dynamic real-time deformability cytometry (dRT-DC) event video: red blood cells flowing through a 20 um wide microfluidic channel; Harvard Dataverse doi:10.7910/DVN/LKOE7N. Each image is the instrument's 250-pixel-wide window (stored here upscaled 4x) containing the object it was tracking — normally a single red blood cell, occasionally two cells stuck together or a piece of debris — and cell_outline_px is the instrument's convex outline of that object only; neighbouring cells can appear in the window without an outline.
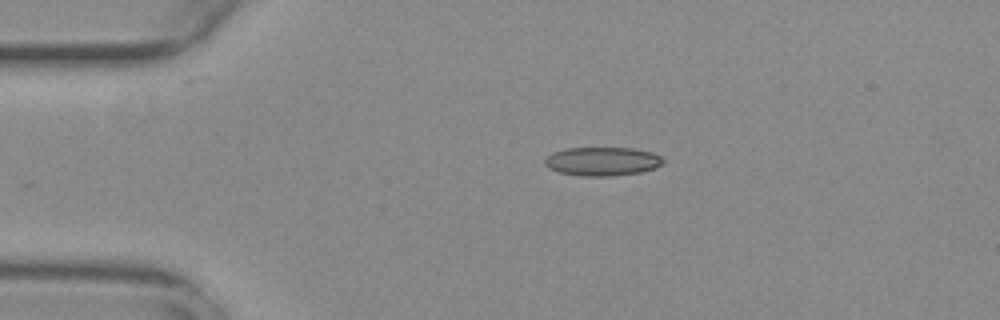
{"species": "common noctule bat (a hibernating species)", "species_latin": "Nyctalus noctula", "temperature_condition": "warm", "stored_images_in_passage": 44, "camera_frame_rate_fps": 3000, "um_per_image_px": 0.085, "animal": {"sex": "female", "body_mass_g": 29.2, "forearm_length_mm": 56.3}, "frame": {"image": 1, "passage_image": 1, "time_ms": 0.0, "image_size_px": [1000, 320], "cell_outline_px": [[664, 164], [640, 172], [608, 176], [580, 176], [560, 172], [548, 168], [544, 164], [544, 160], [552, 152], [564, 148], [632, 148], [652, 152], [660, 156], [664, 160]], "centroid_in_image_um": [51.17, 13.71], "position_along_channel_um": 33.8, "area_um2": 19.77}}
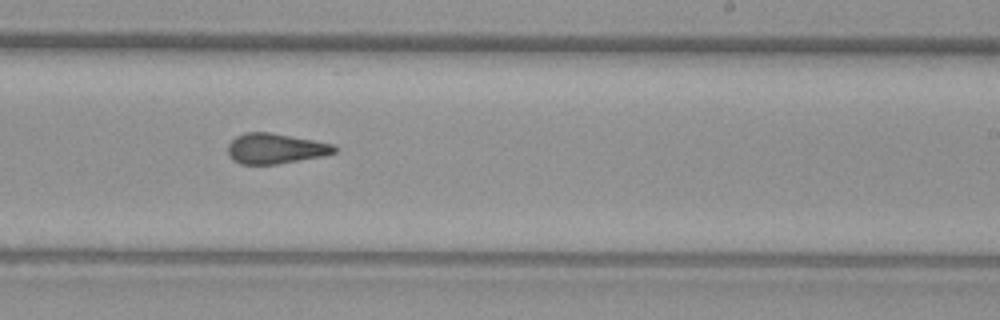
{"frame": {"image": 2, "passage_image": 23, "time_ms": 7.333, "image_size_px": [1000, 320], "cell_outline_px": [[336, 152], [324, 156], [276, 164], [240, 164], [232, 160], [228, 156], [228, 144], [236, 136], [244, 132], [268, 132], [336, 144]], "centroid_in_image_um": [23.4, 12.63], "position_along_channel_um": 265.6, "area_um2": 18.9}}
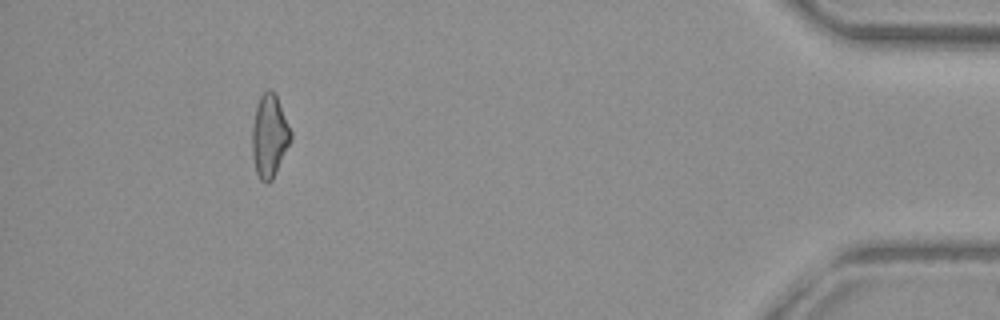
{"frame": {"image": 3, "passage_image": 40, "time_ms": 13.0, "image_size_px": [1000, 320], "cell_outline_px": [[292, 136], [272, 180], [268, 184], [264, 184], [260, 180], [256, 172], [252, 156], [252, 124], [256, 104], [260, 96], [268, 88], [272, 88], [276, 96], [292, 132]], "centroid_in_image_um": [22.87, 11.55], "position_along_channel_um": 412.3, "area_um2": 18.61}, "authors_computed_cell_mechanics": {"area_um2": 19.0451, "velocity_mm_per_s": 3.7461, "shape_relaxation_time_tau1_ms": null, "shape_relaxation_time_tau2_ms": 2.1281, "deformation_change_tau1": null, "deformation_change_tau2": 0.1064}}